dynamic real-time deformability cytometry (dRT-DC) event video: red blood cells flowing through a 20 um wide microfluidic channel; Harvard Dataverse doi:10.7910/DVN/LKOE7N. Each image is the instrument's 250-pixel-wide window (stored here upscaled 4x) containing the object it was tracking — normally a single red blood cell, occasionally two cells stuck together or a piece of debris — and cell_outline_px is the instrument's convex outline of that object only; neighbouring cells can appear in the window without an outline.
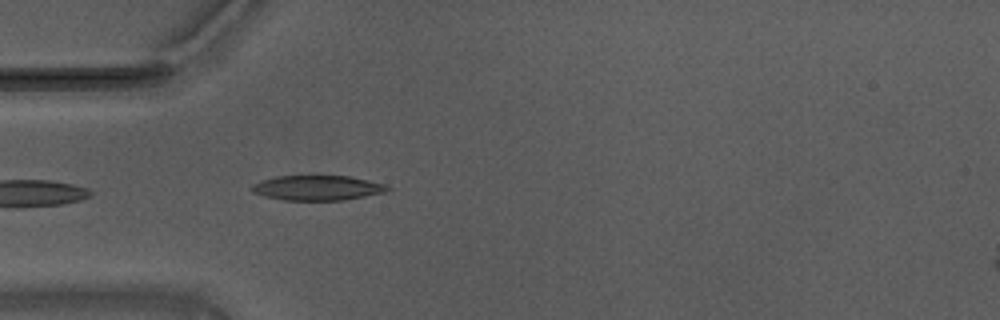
{"species": "Egyptian fruit bat (a non-hibernating species)", "species_latin": "Rousettus aegyptiacus", "temperature_condition": "warm", "stored_images_in_passage": 7, "camera_frame_rate_fps": 3000, "um_per_image_px": 0.085, "animal": {"sex": "male"}, "frame": {"image": 1, "passage_image": 2, "time_ms": 0.333, "image_size_px": [1000, 320], "cell_outline_px": [[392, 188], [384, 192], [344, 200], [284, 200], [264, 196], [252, 192], [248, 188], [252, 184], [276, 176], [348, 176], [368, 180], [384, 184]], "centroid_in_image_um": [26.94, 15.97], "position_along_channel_um": 58.1, "area_um2": 19.59}}